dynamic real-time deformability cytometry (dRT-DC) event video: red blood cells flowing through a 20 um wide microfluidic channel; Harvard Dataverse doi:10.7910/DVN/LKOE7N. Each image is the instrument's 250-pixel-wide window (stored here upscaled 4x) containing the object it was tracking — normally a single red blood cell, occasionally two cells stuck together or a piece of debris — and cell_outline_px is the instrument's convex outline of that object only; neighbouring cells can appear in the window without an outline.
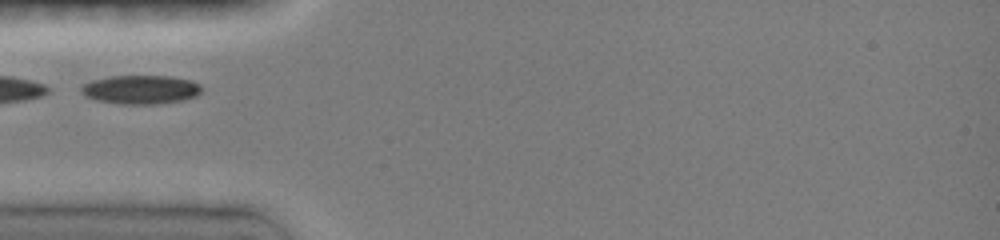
{"species": "common noctule bat (a hibernating species)", "species_latin": "Nyctalus noctula", "temperature_condition": "room temperature", "stored_images_in_passage": 27, "camera_frame_rate_fps": 3000, "um_per_image_px": 0.085, "animal": {"sex": "female", "body_mass_g": 19.0, "forearm_length_mm": 51.5}, "frame": {"image": 1, "passage_image": 1, "time_ms": 0.0, "image_size_px": [1000, 240], "cell_outline_px": [[200, 92], [196, 96], [180, 100], [156, 104], [120, 104], [96, 100], [84, 96], [80, 92], [80, 88], [84, 84], [92, 80], [112, 76], [172, 76], [188, 80], [200, 84]], "centroid_in_image_um": [11.91, 7.61], "position_along_channel_um": 73.1, "area_um2": 20.11}}